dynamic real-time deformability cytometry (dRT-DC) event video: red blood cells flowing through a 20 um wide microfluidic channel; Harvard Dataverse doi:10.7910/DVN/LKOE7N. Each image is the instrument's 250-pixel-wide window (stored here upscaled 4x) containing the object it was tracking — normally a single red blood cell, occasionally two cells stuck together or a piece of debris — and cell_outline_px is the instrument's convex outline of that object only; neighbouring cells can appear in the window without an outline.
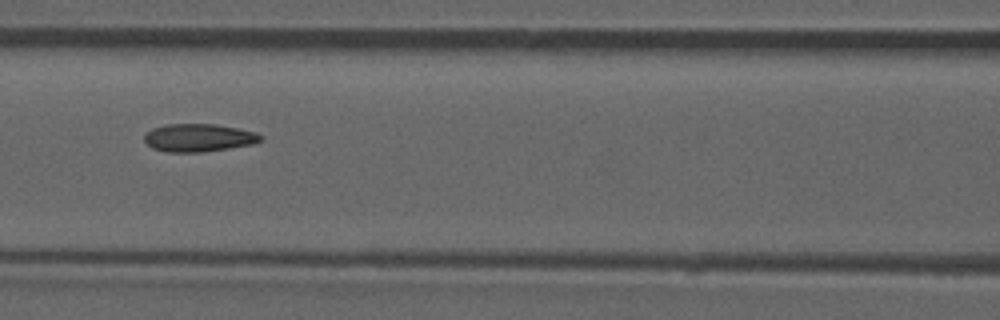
{"species": "common noctule bat (a hibernating species)", "species_latin": "Nyctalus noctula", "temperature_condition": "room temperature", "stored_images_in_passage": 51, "camera_frame_rate_fps": 3000, "um_per_image_px": 0.085, "animal": {"sex": "male", "forearm_length_mm": 52.5}, "frame": {"image": 1, "passage_image": 22, "time_ms": 7.0, "image_size_px": [1000, 320], "cell_outline_px": [[264, 140], [252, 144], [204, 152], [168, 152], [152, 148], [144, 140], [144, 136], [152, 128], [168, 124], [216, 124], [256, 132], [264, 136]], "centroid_in_image_um": [16.91, 11.71], "position_along_channel_um": 149.7, "area_um2": 18.9}, "authors_computed_cell_mechanics": {"area_um2": 18.6116, "velocity_mm_per_s": 3.8828, "shape_relaxation_time_tau1_ms": null, "shape_relaxation_time_tau2_ms": 2.6603, "deformation_change_tau1": null, "deformation_change_tau2": 0.0861}}